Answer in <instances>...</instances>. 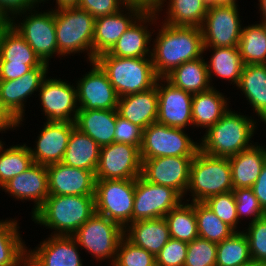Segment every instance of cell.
Instances as JSON below:
<instances>
[{
    "instance_id": "obj_1",
    "label": "cell",
    "mask_w": 266,
    "mask_h": 266,
    "mask_svg": "<svg viewBox=\"0 0 266 266\" xmlns=\"http://www.w3.org/2000/svg\"><path fill=\"white\" fill-rule=\"evenodd\" d=\"M152 49V63L159 78H165L187 61L202 57L204 51L200 27L173 26L163 23Z\"/></svg>"
},
{
    "instance_id": "obj_2",
    "label": "cell",
    "mask_w": 266,
    "mask_h": 266,
    "mask_svg": "<svg viewBox=\"0 0 266 266\" xmlns=\"http://www.w3.org/2000/svg\"><path fill=\"white\" fill-rule=\"evenodd\" d=\"M94 213V196L55 195L48 196L32 221L55 230L54 236H72Z\"/></svg>"
},
{
    "instance_id": "obj_3",
    "label": "cell",
    "mask_w": 266,
    "mask_h": 266,
    "mask_svg": "<svg viewBox=\"0 0 266 266\" xmlns=\"http://www.w3.org/2000/svg\"><path fill=\"white\" fill-rule=\"evenodd\" d=\"M240 114L230 109L216 124L206 129L199 150L211 156L229 158L251 147L257 121Z\"/></svg>"
},
{
    "instance_id": "obj_4",
    "label": "cell",
    "mask_w": 266,
    "mask_h": 266,
    "mask_svg": "<svg viewBox=\"0 0 266 266\" xmlns=\"http://www.w3.org/2000/svg\"><path fill=\"white\" fill-rule=\"evenodd\" d=\"M95 61L107 74L119 98L150 90L159 79L152 58H124L107 52L99 55Z\"/></svg>"
},
{
    "instance_id": "obj_5",
    "label": "cell",
    "mask_w": 266,
    "mask_h": 266,
    "mask_svg": "<svg viewBox=\"0 0 266 266\" xmlns=\"http://www.w3.org/2000/svg\"><path fill=\"white\" fill-rule=\"evenodd\" d=\"M95 18L77 6L55 9V29L58 54L87 52L89 62L93 61V37Z\"/></svg>"
},
{
    "instance_id": "obj_6",
    "label": "cell",
    "mask_w": 266,
    "mask_h": 266,
    "mask_svg": "<svg viewBox=\"0 0 266 266\" xmlns=\"http://www.w3.org/2000/svg\"><path fill=\"white\" fill-rule=\"evenodd\" d=\"M189 191L191 202H204L212 196L233 191L229 158L198 150L191 164L186 194Z\"/></svg>"
},
{
    "instance_id": "obj_7",
    "label": "cell",
    "mask_w": 266,
    "mask_h": 266,
    "mask_svg": "<svg viewBox=\"0 0 266 266\" xmlns=\"http://www.w3.org/2000/svg\"><path fill=\"white\" fill-rule=\"evenodd\" d=\"M124 229L116 222L94 213L72 237L79 247L86 249L96 260H111L114 264Z\"/></svg>"
},
{
    "instance_id": "obj_8",
    "label": "cell",
    "mask_w": 266,
    "mask_h": 266,
    "mask_svg": "<svg viewBox=\"0 0 266 266\" xmlns=\"http://www.w3.org/2000/svg\"><path fill=\"white\" fill-rule=\"evenodd\" d=\"M135 179L96 180L95 212L125 229L132 222Z\"/></svg>"
},
{
    "instance_id": "obj_9",
    "label": "cell",
    "mask_w": 266,
    "mask_h": 266,
    "mask_svg": "<svg viewBox=\"0 0 266 266\" xmlns=\"http://www.w3.org/2000/svg\"><path fill=\"white\" fill-rule=\"evenodd\" d=\"M198 150L199 143L191 140L183 128L169 127L156 122L143 130L141 159L166 156L194 157Z\"/></svg>"
},
{
    "instance_id": "obj_10",
    "label": "cell",
    "mask_w": 266,
    "mask_h": 266,
    "mask_svg": "<svg viewBox=\"0 0 266 266\" xmlns=\"http://www.w3.org/2000/svg\"><path fill=\"white\" fill-rule=\"evenodd\" d=\"M36 12L38 11L35 9L18 12L8 22L25 39L41 61L49 64L48 62L50 58H53V54L56 55L57 53V56H60L56 39L55 9L43 13L42 11L40 13ZM22 14L23 18L24 14L26 18L16 24L14 18L22 17ZM26 14L30 15L27 16Z\"/></svg>"
},
{
    "instance_id": "obj_11",
    "label": "cell",
    "mask_w": 266,
    "mask_h": 266,
    "mask_svg": "<svg viewBox=\"0 0 266 266\" xmlns=\"http://www.w3.org/2000/svg\"><path fill=\"white\" fill-rule=\"evenodd\" d=\"M238 5L209 6L201 28L203 51L209 47H238L242 27Z\"/></svg>"
},
{
    "instance_id": "obj_12",
    "label": "cell",
    "mask_w": 266,
    "mask_h": 266,
    "mask_svg": "<svg viewBox=\"0 0 266 266\" xmlns=\"http://www.w3.org/2000/svg\"><path fill=\"white\" fill-rule=\"evenodd\" d=\"M182 200L174 189L150 183L140 175L135 179L132 222L164 217Z\"/></svg>"
},
{
    "instance_id": "obj_13",
    "label": "cell",
    "mask_w": 266,
    "mask_h": 266,
    "mask_svg": "<svg viewBox=\"0 0 266 266\" xmlns=\"http://www.w3.org/2000/svg\"><path fill=\"white\" fill-rule=\"evenodd\" d=\"M141 173L142 160L138 147L116 142L100 147L96 180L136 179Z\"/></svg>"
},
{
    "instance_id": "obj_14",
    "label": "cell",
    "mask_w": 266,
    "mask_h": 266,
    "mask_svg": "<svg viewBox=\"0 0 266 266\" xmlns=\"http://www.w3.org/2000/svg\"><path fill=\"white\" fill-rule=\"evenodd\" d=\"M59 79L45 78L39 88L41 109L48 122H75L79 110L77 89Z\"/></svg>"
},
{
    "instance_id": "obj_15",
    "label": "cell",
    "mask_w": 266,
    "mask_h": 266,
    "mask_svg": "<svg viewBox=\"0 0 266 266\" xmlns=\"http://www.w3.org/2000/svg\"><path fill=\"white\" fill-rule=\"evenodd\" d=\"M193 158L166 156L141 159V176L150 183L174 189L183 198L189 185Z\"/></svg>"
},
{
    "instance_id": "obj_16",
    "label": "cell",
    "mask_w": 266,
    "mask_h": 266,
    "mask_svg": "<svg viewBox=\"0 0 266 266\" xmlns=\"http://www.w3.org/2000/svg\"><path fill=\"white\" fill-rule=\"evenodd\" d=\"M91 65L92 69L76 83L79 109H117L119 96L107 74L96 61H91Z\"/></svg>"
},
{
    "instance_id": "obj_17",
    "label": "cell",
    "mask_w": 266,
    "mask_h": 266,
    "mask_svg": "<svg viewBox=\"0 0 266 266\" xmlns=\"http://www.w3.org/2000/svg\"><path fill=\"white\" fill-rule=\"evenodd\" d=\"M156 87L159 106L156 122L183 129L191 126L193 94L175 87L166 78H159Z\"/></svg>"
},
{
    "instance_id": "obj_18",
    "label": "cell",
    "mask_w": 266,
    "mask_h": 266,
    "mask_svg": "<svg viewBox=\"0 0 266 266\" xmlns=\"http://www.w3.org/2000/svg\"><path fill=\"white\" fill-rule=\"evenodd\" d=\"M48 68L49 64L43 62L39 67L33 68L18 79L0 81V100L3 106L18 121V127L24 119V103L35 91H39L47 76Z\"/></svg>"
},
{
    "instance_id": "obj_19",
    "label": "cell",
    "mask_w": 266,
    "mask_h": 266,
    "mask_svg": "<svg viewBox=\"0 0 266 266\" xmlns=\"http://www.w3.org/2000/svg\"><path fill=\"white\" fill-rule=\"evenodd\" d=\"M49 236L36 249L27 250V266H83L72 236Z\"/></svg>"
},
{
    "instance_id": "obj_20",
    "label": "cell",
    "mask_w": 266,
    "mask_h": 266,
    "mask_svg": "<svg viewBox=\"0 0 266 266\" xmlns=\"http://www.w3.org/2000/svg\"><path fill=\"white\" fill-rule=\"evenodd\" d=\"M124 10L95 19L93 61L99 55L109 52L123 33L145 12L136 5H126Z\"/></svg>"
},
{
    "instance_id": "obj_21",
    "label": "cell",
    "mask_w": 266,
    "mask_h": 266,
    "mask_svg": "<svg viewBox=\"0 0 266 266\" xmlns=\"http://www.w3.org/2000/svg\"><path fill=\"white\" fill-rule=\"evenodd\" d=\"M48 172L49 196L95 194V172L70 167L62 162L46 166Z\"/></svg>"
},
{
    "instance_id": "obj_22",
    "label": "cell",
    "mask_w": 266,
    "mask_h": 266,
    "mask_svg": "<svg viewBox=\"0 0 266 266\" xmlns=\"http://www.w3.org/2000/svg\"><path fill=\"white\" fill-rule=\"evenodd\" d=\"M74 122H45L34 149L28 147L34 163L50 165L62 162Z\"/></svg>"
},
{
    "instance_id": "obj_23",
    "label": "cell",
    "mask_w": 266,
    "mask_h": 266,
    "mask_svg": "<svg viewBox=\"0 0 266 266\" xmlns=\"http://www.w3.org/2000/svg\"><path fill=\"white\" fill-rule=\"evenodd\" d=\"M4 192H8L18 200H31L34 207L32 215L44 204L49 196L48 172L46 165L34 163L21 174L13 177L2 186Z\"/></svg>"
},
{
    "instance_id": "obj_24",
    "label": "cell",
    "mask_w": 266,
    "mask_h": 266,
    "mask_svg": "<svg viewBox=\"0 0 266 266\" xmlns=\"http://www.w3.org/2000/svg\"><path fill=\"white\" fill-rule=\"evenodd\" d=\"M158 17L159 14L156 11H145L123 33L108 53L112 56L124 58H151L152 51L150 50L152 49H149L151 46L148 45L153 32H150L147 26L154 24L159 19Z\"/></svg>"
},
{
    "instance_id": "obj_25",
    "label": "cell",
    "mask_w": 266,
    "mask_h": 266,
    "mask_svg": "<svg viewBox=\"0 0 266 266\" xmlns=\"http://www.w3.org/2000/svg\"><path fill=\"white\" fill-rule=\"evenodd\" d=\"M157 87L150 90L120 97L117 113L143 130L150 124L156 123L158 117Z\"/></svg>"
},
{
    "instance_id": "obj_26",
    "label": "cell",
    "mask_w": 266,
    "mask_h": 266,
    "mask_svg": "<svg viewBox=\"0 0 266 266\" xmlns=\"http://www.w3.org/2000/svg\"><path fill=\"white\" fill-rule=\"evenodd\" d=\"M117 109H79L75 128L91 137L100 147L114 142Z\"/></svg>"
},
{
    "instance_id": "obj_27",
    "label": "cell",
    "mask_w": 266,
    "mask_h": 266,
    "mask_svg": "<svg viewBox=\"0 0 266 266\" xmlns=\"http://www.w3.org/2000/svg\"><path fill=\"white\" fill-rule=\"evenodd\" d=\"M254 144L229 157L233 189L251 188L266 163V148Z\"/></svg>"
},
{
    "instance_id": "obj_28",
    "label": "cell",
    "mask_w": 266,
    "mask_h": 266,
    "mask_svg": "<svg viewBox=\"0 0 266 266\" xmlns=\"http://www.w3.org/2000/svg\"><path fill=\"white\" fill-rule=\"evenodd\" d=\"M124 236L154 256L169 241L170 233L164 217L131 222L124 229Z\"/></svg>"
},
{
    "instance_id": "obj_29",
    "label": "cell",
    "mask_w": 266,
    "mask_h": 266,
    "mask_svg": "<svg viewBox=\"0 0 266 266\" xmlns=\"http://www.w3.org/2000/svg\"><path fill=\"white\" fill-rule=\"evenodd\" d=\"M237 88L266 125V64L244 65Z\"/></svg>"
},
{
    "instance_id": "obj_30",
    "label": "cell",
    "mask_w": 266,
    "mask_h": 266,
    "mask_svg": "<svg viewBox=\"0 0 266 266\" xmlns=\"http://www.w3.org/2000/svg\"><path fill=\"white\" fill-rule=\"evenodd\" d=\"M227 99L214 87L207 91L193 94L192 126L208 129L216 124L229 110Z\"/></svg>"
},
{
    "instance_id": "obj_31",
    "label": "cell",
    "mask_w": 266,
    "mask_h": 266,
    "mask_svg": "<svg viewBox=\"0 0 266 266\" xmlns=\"http://www.w3.org/2000/svg\"><path fill=\"white\" fill-rule=\"evenodd\" d=\"M100 146L88 135L74 128L70 134L62 163L75 168L96 172Z\"/></svg>"
},
{
    "instance_id": "obj_32",
    "label": "cell",
    "mask_w": 266,
    "mask_h": 266,
    "mask_svg": "<svg viewBox=\"0 0 266 266\" xmlns=\"http://www.w3.org/2000/svg\"><path fill=\"white\" fill-rule=\"evenodd\" d=\"M165 78L175 87L191 94L204 92L214 87L211 85L206 61L203 56L184 62Z\"/></svg>"
},
{
    "instance_id": "obj_33",
    "label": "cell",
    "mask_w": 266,
    "mask_h": 266,
    "mask_svg": "<svg viewBox=\"0 0 266 266\" xmlns=\"http://www.w3.org/2000/svg\"><path fill=\"white\" fill-rule=\"evenodd\" d=\"M167 0H160L156 8L159 13ZM164 23L173 26L201 27L209 4L207 0H169Z\"/></svg>"
},
{
    "instance_id": "obj_34",
    "label": "cell",
    "mask_w": 266,
    "mask_h": 266,
    "mask_svg": "<svg viewBox=\"0 0 266 266\" xmlns=\"http://www.w3.org/2000/svg\"><path fill=\"white\" fill-rule=\"evenodd\" d=\"M42 63L35 51L10 23L1 30L0 64L41 65Z\"/></svg>"
},
{
    "instance_id": "obj_35",
    "label": "cell",
    "mask_w": 266,
    "mask_h": 266,
    "mask_svg": "<svg viewBox=\"0 0 266 266\" xmlns=\"http://www.w3.org/2000/svg\"><path fill=\"white\" fill-rule=\"evenodd\" d=\"M15 219L0 221V266H27V247Z\"/></svg>"
},
{
    "instance_id": "obj_36",
    "label": "cell",
    "mask_w": 266,
    "mask_h": 266,
    "mask_svg": "<svg viewBox=\"0 0 266 266\" xmlns=\"http://www.w3.org/2000/svg\"><path fill=\"white\" fill-rule=\"evenodd\" d=\"M211 49L213 54L210 61H206L209 79L215 74L237 86L244 67L238 47H210Z\"/></svg>"
},
{
    "instance_id": "obj_37",
    "label": "cell",
    "mask_w": 266,
    "mask_h": 266,
    "mask_svg": "<svg viewBox=\"0 0 266 266\" xmlns=\"http://www.w3.org/2000/svg\"><path fill=\"white\" fill-rule=\"evenodd\" d=\"M164 219L171 238L189 243L199 236L195 202L189 204L181 201L164 216Z\"/></svg>"
},
{
    "instance_id": "obj_38",
    "label": "cell",
    "mask_w": 266,
    "mask_h": 266,
    "mask_svg": "<svg viewBox=\"0 0 266 266\" xmlns=\"http://www.w3.org/2000/svg\"><path fill=\"white\" fill-rule=\"evenodd\" d=\"M238 49L244 65L266 64V24L242 26Z\"/></svg>"
},
{
    "instance_id": "obj_39",
    "label": "cell",
    "mask_w": 266,
    "mask_h": 266,
    "mask_svg": "<svg viewBox=\"0 0 266 266\" xmlns=\"http://www.w3.org/2000/svg\"><path fill=\"white\" fill-rule=\"evenodd\" d=\"M0 140V188L9 180L26 171L33 164V158L26 143L4 149Z\"/></svg>"
},
{
    "instance_id": "obj_40",
    "label": "cell",
    "mask_w": 266,
    "mask_h": 266,
    "mask_svg": "<svg viewBox=\"0 0 266 266\" xmlns=\"http://www.w3.org/2000/svg\"><path fill=\"white\" fill-rule=\"evenodd\" d=\"M251 260L249 242L243 231L217 243L216 266H239Z\"/></svg>"
},
{
    "instance_id": "obj_41",
    "label": "cell",
    "mask_w": 266,
    "mask_h": 266,
    "mask_svg": "<svg viewBox=\"0 0 266 266\" xmlns=\"http://www.w3.org/2000/svg\"><path fill=\"white\" fill-rule=\"evenodd\" d=\"M195 215L199 237L219 243L235 231L220 220L203 202H195Z\"/></svg>"
},
{
    "instance_id": "obj_42",
    "label": "cell",
    "mask_w": 266,
    "mask_h": 266,
    "mask_svg": "<svg viewBox=\"0 0 266 266\" xmlns=\"http://www.w3.org/2000/svg\"><path fill=\"white\" fill-rule=\"evenodd\" d=\"M112 266H156V258L123 236L119 242L116 259Z\"/></svg>"
},
{
    "instance_id": "obj_43",
    "label": "cell",
    "mask_w": 266,
    "mask_h": 266,
    "mask_svg": "<svg viewBox=\"0 0 266 266\" xmlns=\"http://www.w3.org/2000/svg\"><path fill=\"white\" fill-rule=\"evenodd\" d=\"M215 215L235 232L239 223L236 212V199L233 191L218 194L203 202Z\"/></svg>"
},
{
    "instance_id": "obj_44",
    "label": "cell",
    "mask_w": 266,
    "mask_h": 266,
    "mask_svg": "<svg viewBox=\"0 0 266 266\" xmlns=\"http://www.w3.org/2000/svg\"><path fill=\"white\" fill-rule=\"evenodd\" d=\"M217 243L197 237L188 243L184 266H216Z\"/></svg>"
},
{
    "instance_id": "obj_45",
    "label": "cell",
    "mask_w": 266,
    "mask_h": 266,
    "mask_svg": "<svg viewBox=\"0 0 266 266\" xmlns=\"http://www.w3.org/2000/svg\"><path fill=\"white\" fill-rule=\"evenodd\" d=\"M248 226L243 232L249 242L251 259L266 264V215L249 222Z\"/></svg>"
},
{
    "instance_id": "obj_46",
    "label": "cell",
    "mask_w": 266,
    "mask_h": 266,
    "mask_svg": "<svg viewBox=\"0 0 266 266\" xmlns=\"http://www.w3.org/2000/svg\"><path fill=\"white\" fill-rule=\"evenodd\" d=\"M233 193L236 199V212L238 220L241 216L251 217L250 222L266 215V212L262 209L258 199L255 197L251 188H238L233 189Z\"/></svg>"
},
{
    "instance_id": "obj_47",
    "label": "cell",
    "mask_w": 266,
    "mask_h": 266,
    "mask_svg": "<svg viewBox=\"0 0 266 266\" xmlns=\"http://www.w3.org/2000/svg\"><path fill=\"white\" fill-rule=\"evenodd\" d=\"M187 250V242L170 238L155 256L156 266H184Z\"/></svg>"
},
{
    "instance_id": "obj_48",
    "label": "cell",
    "mask_w": 266,
    "mask_h": 266,
    "mask_svg": "<svg viewBox=\"0 0 266 266\" xmlns=\"http://www.w3.org/2000/svg\"><path fill=\"white\" fill-rule=\"evenodd\" d=\"M114 142L134 145L141 149L143 141V129L127 119L116 115Z\"/></svg>"
},
{
    "instance_id": "obj_49",
    "label": "cell",
    "mask_w": 266,
    "mask_h": 266,
    "mask_svg": "<svg viewBox=\"0 0 266 266\" xmlns=\"http://www.w3.org/2000/svg\"><path fill=\"white\" fill-rule=\"evenodd\" d=\"M126 4L122 0H79L77 7L89 12L95 19L117 13Z\"/></svg>"
},
{
    "instance_id": "obj_50",
    "label": "cell",
    "mask_w": 266,
    "mask_h": 266,
    "mask_svg": "<svg viewBox=\"0 0 266 266\" xmlns=\"http://www.w3.org/2000/svg\"><path fill=\"white\" fill-rule=\"evenodd\" d=\"M41 0H0V15L9 21L16 13L39 7ZM11 15V16H10Z\"/></svg>"
},
{
    "instance_id": "obj_51",
    "label": "cell",
    "mask_w": 266,
    "mask_h": 266,
    "mask_svg": "<svg viewBox=\"0 0 266 266\" xmlns=\"http://www.w3.org/2000/svg\"><path fill=\"white\" fill-rule=\"evenodd\" d=\"M40 65L0 64V81L15 80Z\"/></svg>"
},
{
    "instance_id": "obj_52",
    "label": "cell",
    "mask_w": 266,
    "mask_h": 266,
    "mask_svg": "<svg viewBox=\"0 0 266 266\" xmlns=\"http://www.w3.org/2000/svg\"><path fill=\"white\" fill-rule=\"evenodd\" d=\"M251 189L260 206L266 212V163L263 165L261 173Z\"/></svg>"
},
{
    "instance_id": "obj_53",
    "label": "cell",
    "mask_w": 266,
    "mask_h": 266,
    "mask_svg": "<svg viewBox=\"0 0 266 266\" xmlns=\"http://www.w3.org/2000/svg\"><path fill=\"white\" fill-rule=\"evenodd\" d=\"M18 127V121L11 115V113L3 106L0 100V132L8 129H15Z\"/></svg>"
},
{
    "instance_id": "obj_54",
    "label": "cell",
    "mask_w": 266,
    "mask_h": 266,
    "mask_svg": "<svg viewBox=\"0 0 266 266\" xmlns=\"http://www.w3.org/2000/svg\"><path fill=\"white\" fill-rule=\"evenodd\" d=\"M126 5H136L145 11H155L160 0H122Z\"/></svg>"
},
{
    "instance_id": "obj_55",
    "label": "cell",
    "mask_w": 266,
    "mask_h": 266,
    "mask_svg": "<svg viewBox=\"0 0 266 266\" xmlns=\"http://www.w3.org/2000/svg\"><path fill=\"white\" fill-rule=\"evenodd\" d=\"M48 1V0H47ZM78 1L79 0H56V4L57 6H55L56 8H63V7H74L78 5ZM46 2V0H41V3Z\"/></svg>"
},
{
    "instance_id": "obj_56",
    "label": "cell",
    "mask_w": 266,
    "mask_h": 266,
    "mask_svg": "<svg viewBox=\"0 0 266 266\" xmlns=\"http://www.w3.org/2000/svg\"><path fill=\"white\" fill-rule=\"evenodd\" d=\"M209 6L213 5H236L237 0H207Z\"/></svg>"
},
{
    "instance_id": "obj_57",
    "label": "cell",
    "mask_w": 266,
    "mask_h": 266,
    "mask_svg": "<svg viewBox=\"0 0 266 266\" xmlns=\"http://www.w3.org/2000/svg\"><path fill=\"white\" fill-rule=\"evenodd\" d=\"M259 1V4L258 5H260L259 7V11H261V13H262V19H261V23H264V24H266V0H258Z\"/></svg>"
},
{
    "instance_id": "obj_58",
    "label": "cell",
    "mask_w": 266,
    "mask_h": 266,
    "mask_svg": "<svg viewBox=\"0 0 266 266\" xmlns=\"http://www.w3.org/2000/svg\"><path fill=\"white\" fill-rule=\"evenodd\" d=\"M239 266H266V264L251 260L250 262Z\"/></svg>"
},
{
    "instance_id": "obj_59",
    "label": "cell",
    "mask_w": 266,
    "mask_h": 266,
    "mask_svg": "<svg viewBox=\"0 0 266 266\" xmlns=\"http://www.w3.org/2000/svg\"><path fill=\"white\" fill-rule=\"evenodd\" d=\"M9 22L7 20H4L0 15V26H6Z\"/></svg>"
},
{
    "instance_id": "obj_60",
    "label": "cell",
    "mask_w": 266,
    "mask_h": 266,
    "mask_svg": "<svg viewBox=\"0 0 266 266\" xmlns=\"http://www.w3.org/2000/svg\"><path fill=\"white\" fill-rule=\"evenodd\" d=\"M5 26H0V38H1V30L4 28Z\"/></svg>"
}]
</instances>
